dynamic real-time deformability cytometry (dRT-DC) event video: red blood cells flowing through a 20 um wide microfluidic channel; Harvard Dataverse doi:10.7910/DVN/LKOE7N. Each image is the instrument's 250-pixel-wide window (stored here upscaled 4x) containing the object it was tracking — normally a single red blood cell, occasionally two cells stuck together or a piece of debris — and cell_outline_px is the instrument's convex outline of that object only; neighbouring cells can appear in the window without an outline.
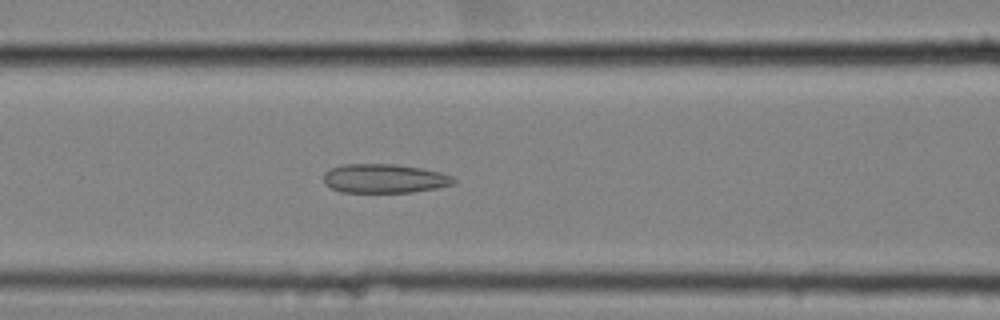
{"species": "common noctule bat (a hibernating species)", "species_latin": "Nyctalus noctula", "temperature_condition": "cold", "stored_images_in_passage": 42, "camera_frame_rate_fps": 3000, "um_per_image_px": 0.085, "animal": {"sex": "female", "body_mass_g": 25.1}, "frame": {"image": 1, "passage_image": 10, "time_ms": 3.0, "image_size_px": [1000, 320], "cell_outline_px": [[456, 180], [452, 184], [436, 188], [412, 192], [340, 192], [332, 188], [324, 180], [324, 172], [332, 168], [344, 164], [396, 164], [420, 168], [440, 172], [452, 176]], "centroid_in_image_um": [32.68, 15.17], "position_along_channel_um": 133.9, "area_um2": 21.79}}
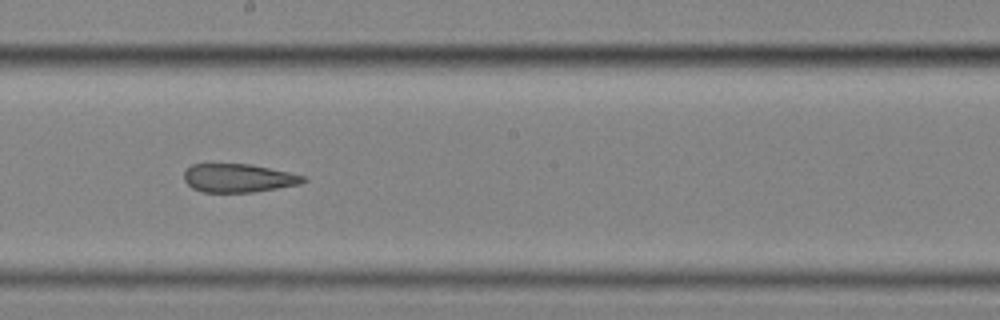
{"frame": {"image": 2, "passage_image": 18, "time_ms": 5.667, "image_size_px": [1000, 320], "cell_outline_px": [[308, 180], [300, 184], [252, 192], [204, 192], [192, 188], [184, 180], [184, 172], [192, 164], [252, 164], [288, 172], [304, 176]], "centroid_in_image_um": [20.26, 15.13], "position_along_channel_um": 227.9, "area_um2": 19.65}}
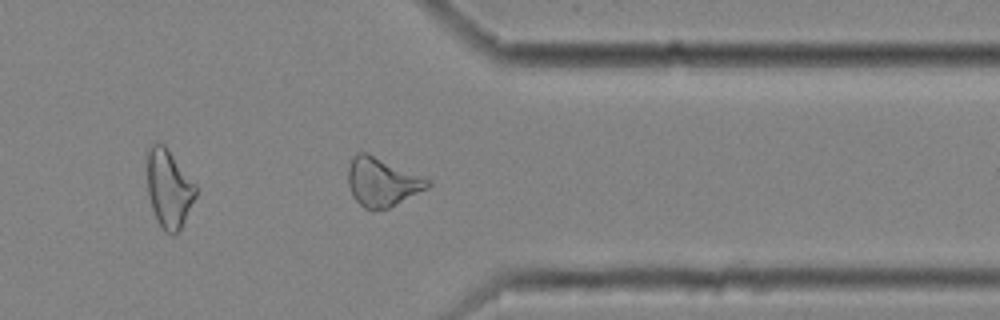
{"frame": {"image": 3, "passage_image": 31, "time_ms": 10.0, "image_size_px": [1000, 320], "cell_outline_px": [[432, 184], [428, 188], [388, 208], [372, 212], [364, 208], [352, 196], [348, 184], [348, 168], [352, 156], [356, 152], [364, 152], [432, 180]], "centroid_in_image_um": [32.46, 15.5], "position_along_channel_um": 378.9, "area_um2": 22.54}, "authors_computed_cell_mechanics": {"area_um2": 21.7617, "velocity_mm_per_s": 3.5349, "shape_relaxation_time_tau1_ms": null, "shape_relaxation_time_tau2_ms": 3.637, "deformation_change_tau1": null, "deformation_change_tau2": 0.1232}}